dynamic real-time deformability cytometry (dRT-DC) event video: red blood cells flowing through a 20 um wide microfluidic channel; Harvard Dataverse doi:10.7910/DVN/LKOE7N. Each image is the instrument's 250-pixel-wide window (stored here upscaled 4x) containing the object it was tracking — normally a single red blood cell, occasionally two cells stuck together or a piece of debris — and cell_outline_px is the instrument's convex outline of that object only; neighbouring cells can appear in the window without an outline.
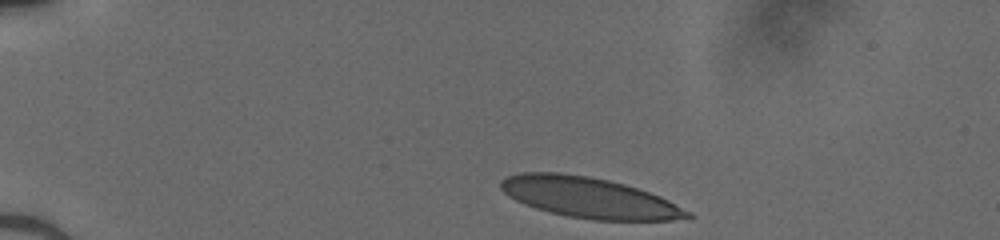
{"species": "human", "species_latin": "Homo sapiens", "temperature_condition": "cold", "stored_images_in_passage": 6, "camera_frame_rate_fps": 3000, "um_per_image_px": 0.085, "donor": {"sex": "male"}, "frame": {"image": 1, "passage_image": 1, "time_ms": 0.0, "image_size_px": [1000, 240], "cell_outline_px": [[692, 220], [592, 220], [568, 216], [536, 208], [524, 204], [508, 196], [500, 188], [500, 180], [508, 176], [520, 172], [560, 172], [588, 176], [608, 180], [624, 184], [660, 196], [692, 212]], "centroid_in_image_um": [50.1, 16.8], "position_along_channel_um": 34.9, "area_um2": 44.22}}
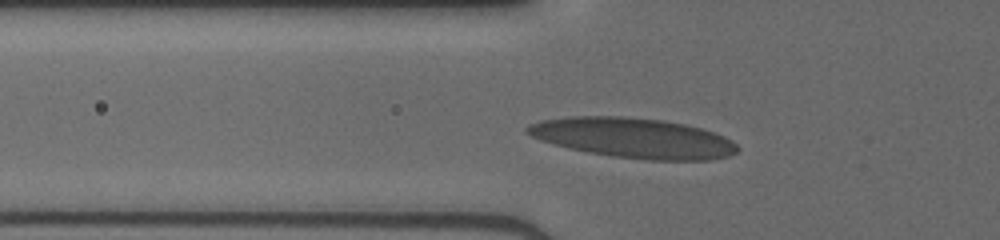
{"frame": {"image": 2, "passage_image": 5, "time_ms": 1.333, "image_size_px": [1000, 240], "cell_outline_px": [[740, 148], [736, 152], [728, 156], [712, 160], [648, 160], [612, 156], [588, 152], [568, 148], [552, 144], [540, 140], [524, 132], [524, 128], [528, 124], [540, 120], [572, 116], [624, 116], [664, 120], [684, 124], [700, 128], [724, 136], [732, 140]], "centroid_in_image_um": [53.8, 11.72], "position_along_channel_um": 72.0, "area_um2": 49.3}}